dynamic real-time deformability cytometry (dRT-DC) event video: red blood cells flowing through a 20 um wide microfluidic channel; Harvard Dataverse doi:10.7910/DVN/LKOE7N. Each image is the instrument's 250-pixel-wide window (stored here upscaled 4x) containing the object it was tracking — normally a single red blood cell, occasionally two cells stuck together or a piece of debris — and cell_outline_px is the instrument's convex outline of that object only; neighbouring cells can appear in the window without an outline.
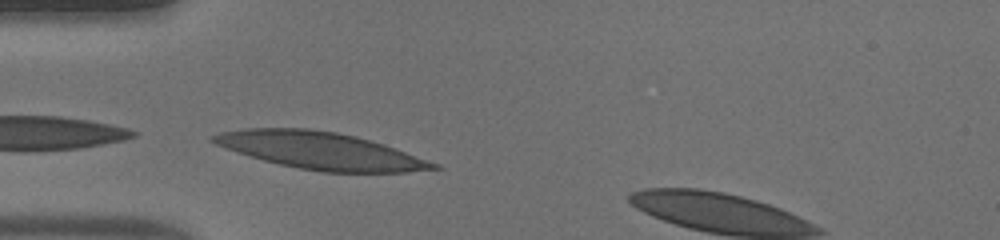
{"species": "human", "species_latin": "Homo sapiens", "temperature_condition": "warm", "stored_images_in_passage": 5, "camera_frame_rate_fps": 3000, "um_per_image_px": 0.085, "donor": {"sex": "male"}, "frame": {"image": 1, "passage_image": 5, "time_ms": 1.333, "image_size_px": [1000, 240], "cell_outline_px": [[444, 168], [408, 172], [324, 172], [300, 168], [280, 164], [264, 160], [216, 144], [208, 140], [208, 136], [220, 132], [244, 128], [308, 128], [336, 132], [356, 136], [384, 144], [440, 164]], "centroid_in_image_um": [27.27, 12.8], "position_along_channel_um": 57.7, "area_um2": 47.28}}